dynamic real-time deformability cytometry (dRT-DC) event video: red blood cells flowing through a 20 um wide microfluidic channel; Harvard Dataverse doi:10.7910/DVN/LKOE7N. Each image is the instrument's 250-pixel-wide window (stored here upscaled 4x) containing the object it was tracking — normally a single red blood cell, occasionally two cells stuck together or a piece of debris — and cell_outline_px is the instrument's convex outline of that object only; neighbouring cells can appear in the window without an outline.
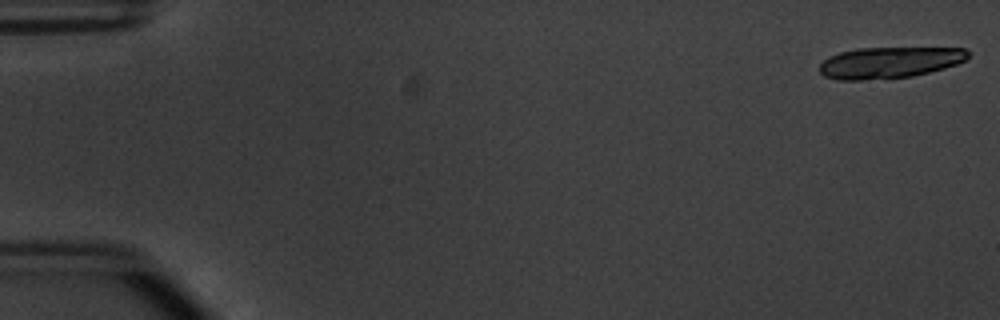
{"species": "common noctule bat (a hibernating species)", "species_latin": "Nyctalus noctula", "temperature_condition": "warm", "stored_images_in_passage": 18, "camera_frame_rate_fps": 3000, "um_per_image_px": 0.085, "animal": {"sex": "male", "body_mass_g": 20.1, "forearm_length_mm": 53.5}, "frame": {"image": 1, "passage_image": 1, "time_ms": 0.0, "image_size_px": [1000, 320], "cell_outline_px": [[968, 56], [964, 60], [956, 64], [944, 68], [912, 76], [860, 80], [836, 80], [824, 76], [820, 72], [820, 64], [828, 56], [840, 52], [860, 48], [964, 48], [968, 52]], "centroid_in_image_um": [75.55, 5.31], "position_along_channel_um": 9.4, "area_um2": 26.82}}